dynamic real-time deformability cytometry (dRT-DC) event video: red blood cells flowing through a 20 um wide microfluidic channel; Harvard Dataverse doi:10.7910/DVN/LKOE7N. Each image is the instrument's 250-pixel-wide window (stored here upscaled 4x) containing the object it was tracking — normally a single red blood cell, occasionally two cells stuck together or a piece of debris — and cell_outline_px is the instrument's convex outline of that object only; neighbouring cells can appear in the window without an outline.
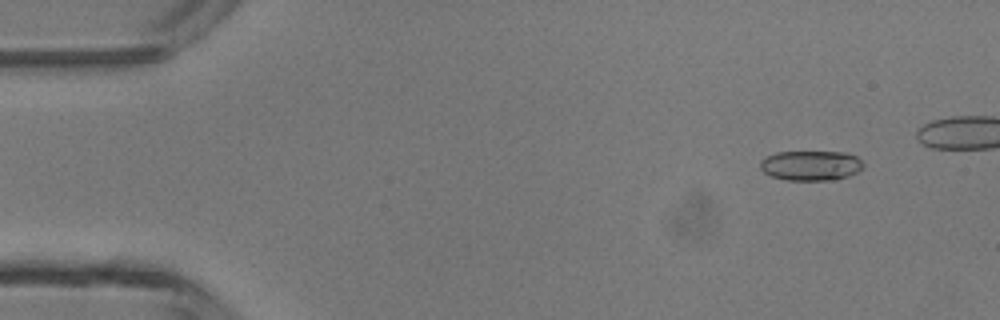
{"species": "common noctule bat (a hibernating species)", "species_latin": "Nyctalus noctula", "temperature_condition": "room temperature", "stored_images_in_passage": 42, "camera_frame_rate_fps": 3000, "um_per_image_px": 0.085, "animal": {"sex": "male", "body_mass_g": 13.3}, "frame": {"image": 1, "passage_image": 5, "time_ms": 1.333, "image_size_px": [1000, 320], "cell_outline_px": [[864, 168], [848, 176], [832, 180], [788, 180], [772, 176], [764, 172], [760, 168], [760, 160], [764, 156], [776, 152], [848, 152], [856, 156], [864, 164]], "centroid_in_image_um": [68.92, 14.06], "position_along_channel_um": 16.1, "area_um2": 18.09}}
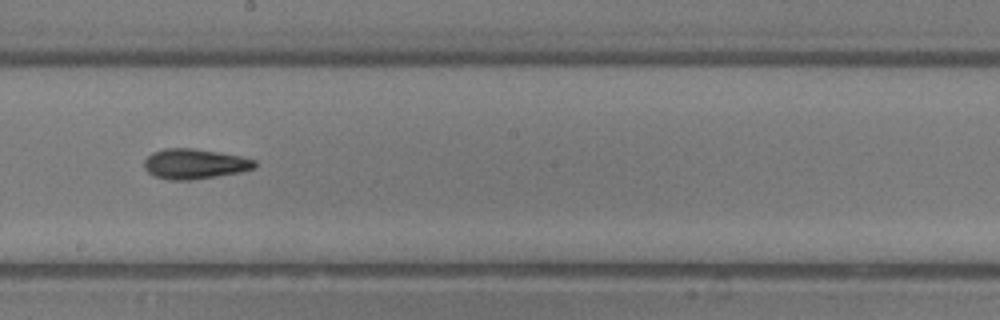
{"frame": {"image": 2, "passage_image": 27, "time_ms": 8.667, "image_size_px": [1000, 320], "cell_outline_px": [[256, 168], [240, 172], [192, 180], [168, 180], [152, 176], [144, 168], [144, 160], [152, 152], [164, 148], [192, 148], [220, 152], [240, 156], [256, 160]], "centroid_in_image_um": [16.52, 13.93], "position_along_channel_um": 231.7, "area_um2": 19.59}}
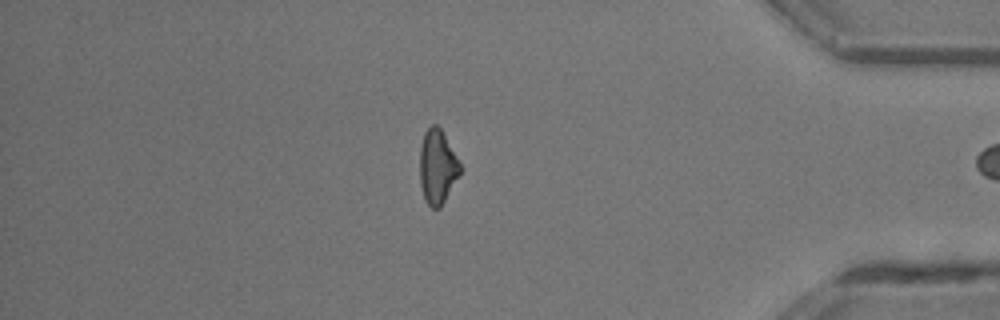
{"frame": {"image": 3, "passage_image": 41, "time_ms": 13.333, "image_size_px": [1000, 320], "cell_outline_px": [[460, 172], [440, 208], [432, 208], [424, 200], [420, 184], [420, 148], [424, 132], [432, 124], [436, 124], [440, 128], [460, 164]], "centroid_in_image_um": [37.14, 14.19], "position_along_channel_um": 398.1, "area_um2": 17.05}, "authors_computed_cell_mechanics": {"area_um2": 18.1781, "velocity_mm_per_s": 4.3574, "shape_relaxation_time_tau1_ms": 5.6355, "shape_relaxation_time_tau2_ms": 5.1925, "deformation_change_tau1": 0.1608, "deformation_change_tau2": 0.1566}}